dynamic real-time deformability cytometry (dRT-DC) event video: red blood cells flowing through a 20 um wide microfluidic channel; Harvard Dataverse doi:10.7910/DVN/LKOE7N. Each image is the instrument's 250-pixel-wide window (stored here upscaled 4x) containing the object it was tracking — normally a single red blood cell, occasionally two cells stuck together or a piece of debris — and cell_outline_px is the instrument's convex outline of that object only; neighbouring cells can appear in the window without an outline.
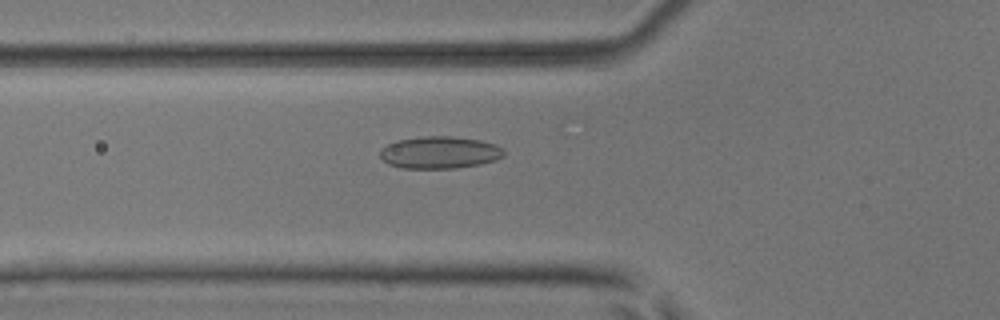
{"species": "common noctule bat (a hibernating species)", "species_latin": "Nyctalus noctula", "temperature_condition": "room temperature", "stored_images_in_passage": 48, "camera_frame_rate_fps": 3000, "um_per_image_px": 0.085, "animal": {"sex": "male", "body_mass_g": 17.9, "forearm_length_mm": 54.2}, "frame": {"image": 1, "passage_image": 16, "time_ms": 5.0, "image_size_px": [1000, 320], "cell_outline_px": [[504, 156], [496, 160], [480, 164], [456, 168], [400, 168], [388, 164], [380, 156], [380, 148], [396, 140], [424, 136], [452, 136], [480, 140], [496, 144], [504, 152]], "centroid_in_image_um": [37.35, 12.96], "position_along_channel_um": 88.4, "area_um2": 23.29}}
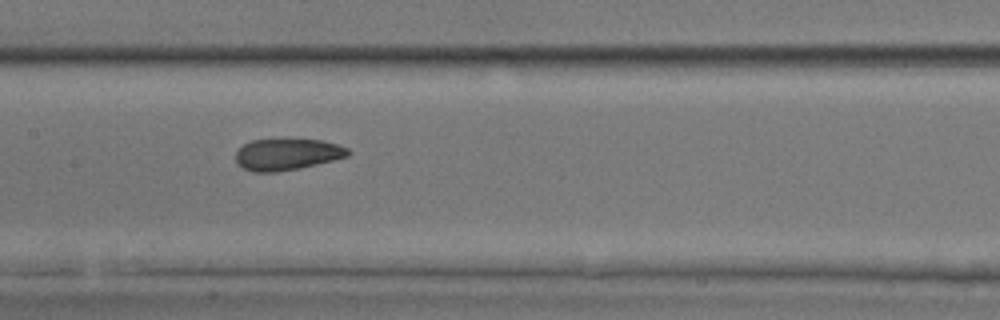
{"frame": {"image": 2, "passage_image": 23, "time_ms": 7.333, "image_size_px": [1000, 320], "cell_outline_px": [[352, 152], [348, 156], [300, 168], [276, 172], [252, 172], [236, 164], [236, 152], [244, 144], [252, 140], [320, 140], [340, 144], [348, 148]], "centroid_in_image_um": [24.41, 13.13], "position_along_channel_um": 183.0, "area_um2": 20.52}}
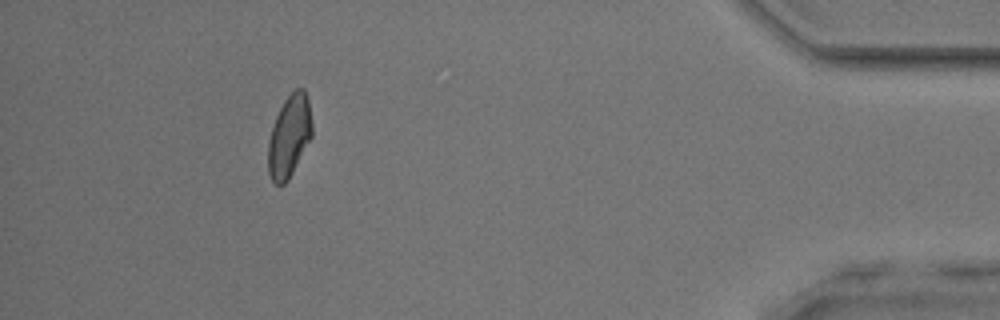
{"frame": {"image": 3, "passage_image": 44, "time_ms": 14.333, "image_size_px": [1000, 320], "cell_outline_px": [[312, 136], [288, 180], [284, 184], [276, 184], [272, 180], [268, 172], [268, 140], [276, 116], [284, 100], [296, 88], [304, 88], [308, 100], [312, 124]], "centroid_in_image_um": [24.59, 11.57], "position_along_channel_um": 410.6, "area_um2": 20.81}, "authors_computed_cell_mechanics": {"area_um2": 21.386, "velocity_mm_per_s": 4.0467, "shape_relaxation_time_tau1_ms": null, "shape_relaxation_time_tau2_ms": 1.6134, "deformation_change_tau1": null, "deformation_change_tau2": 0.0791}}